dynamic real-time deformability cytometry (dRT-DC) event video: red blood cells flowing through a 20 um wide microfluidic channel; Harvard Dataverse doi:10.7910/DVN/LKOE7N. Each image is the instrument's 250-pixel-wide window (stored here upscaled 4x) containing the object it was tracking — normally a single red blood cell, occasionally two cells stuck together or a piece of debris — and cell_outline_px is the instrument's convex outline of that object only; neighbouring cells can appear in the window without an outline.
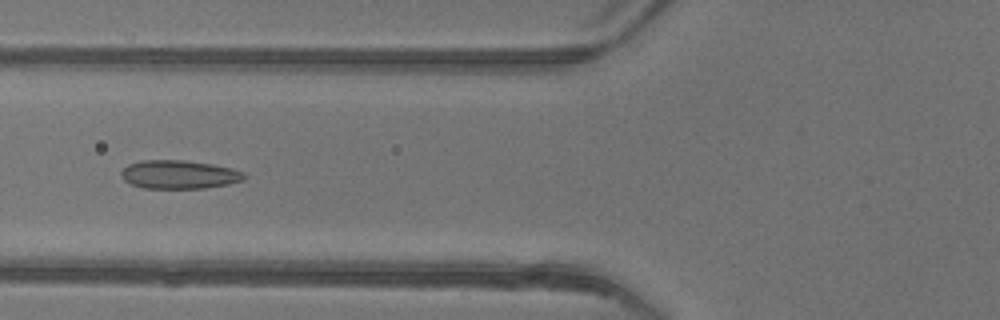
{"species": "common noctule bat (a hibernating species)", "species_latin": "Nyctalus noctula", "temperature_condition": "warm", "stored_images_in_passage": 49, "camera_frame_rate_fps": 3000, "um_per_image_px": 0.085, "animal": {"sex": "female"}, "frame": {"image": 1, "passage_image": 20, "time_ms": 6.333, "image_size_px": [1000, 320], "cell_outline_px": [[248, 176], [244, 180], [228, 184], [204, 188], [144, 188], [132, 184], [124, 180], [120, 176], [120, 172], [128, 164], [140, 160], [184, 160], [212, 164], [244, 172]], "centroid_in_image_um": [15.21, 14.83], "position_along_channel_um": 110.6, "area_um2": 20.46}}
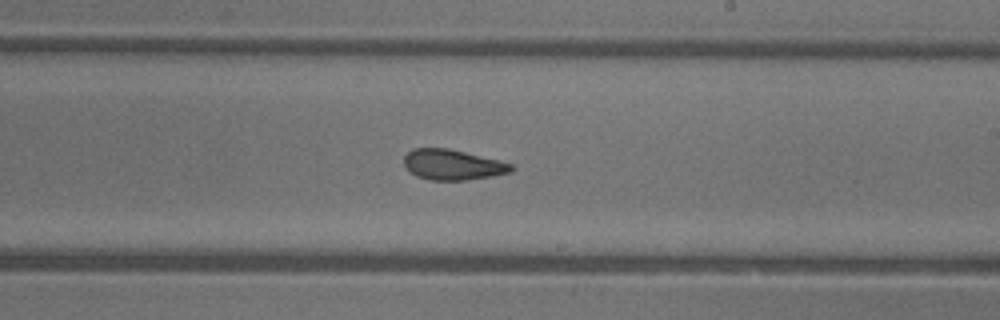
{"frame": {"image": 2, "passage_image": 30, "time_ms": 9.667, "image_size_px": [1000, 320], "cell_outline_px": [[516, 168], [512, 172], [492, 176], [468, 180], [428, 180], [416, 176], [404, 164], [404, 156], [412, 148], [448, 148], [512, 164]], "centroid_in_image_um": [38.47, 14.01], "position_along_channel_um": 250.5, "area_um2": 18.9}}
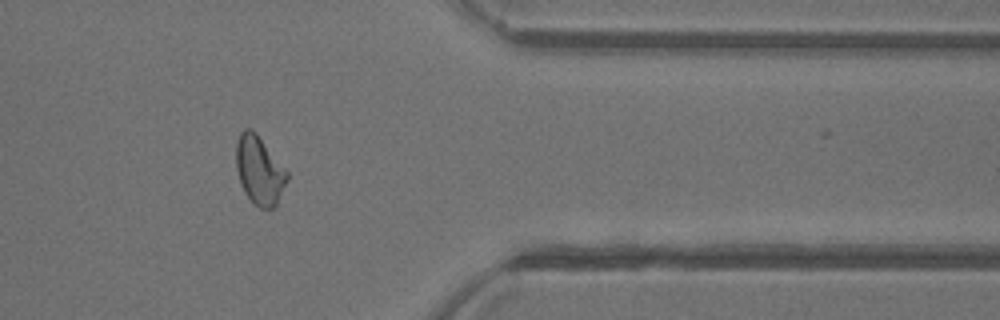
{"frame": {"image": 3, "passage_image": 41, "time_ms": 13.333, "image_size_px": [1000, 320], "cell_outline_px": [[288, 180], [276, 204], [272, 208], [260, 208], [252, 204], [244, 192], [240, 184], [236, 168], [236, 144], [240, 132], [244, 128], [252, 128], [256, 132], [288, 172]], "centroid_in_image_um": [22.03, 14.47], "position_along_channel_um": 389.4, "area_um2": 20.46}, "authors_computed_cell_mechanics": {"area_um2": 20.519, "velocity_mm_per_s": 4.2051, "shape_relaxation_time_tau1_ms": 7.5697, "shape_relaxation_time_tau2_ms": 1.5453, "deformation_change_tau1": 0.1691, "deformation_change_tau2": 0.0712}}